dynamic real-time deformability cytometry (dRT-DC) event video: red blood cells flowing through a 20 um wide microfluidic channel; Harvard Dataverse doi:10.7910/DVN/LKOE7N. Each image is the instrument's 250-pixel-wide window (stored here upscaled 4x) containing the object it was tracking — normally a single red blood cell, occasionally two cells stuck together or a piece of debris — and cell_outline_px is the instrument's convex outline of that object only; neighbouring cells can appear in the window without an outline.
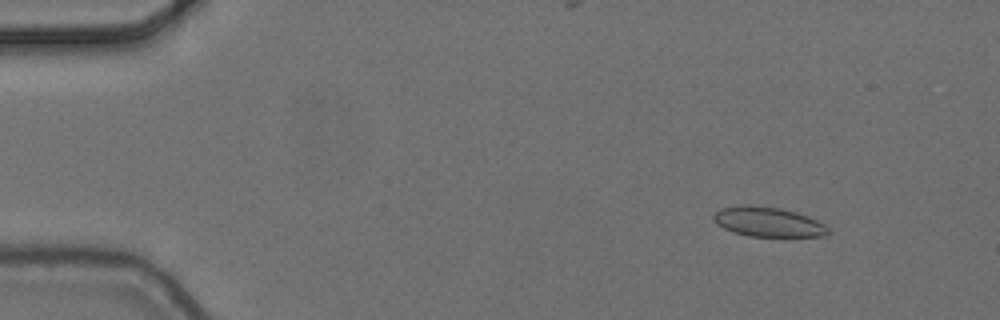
{"species": "common noctule bat (a hibernating species)", "species_latin": "Nyctalus noctula", "temperature_condition": "cold", "stored_images_in_passage": 7, "camera_frame_rate_fps": 3000, "um_per_image_px": 0.085, "animal": {"sex": "female", "body_mass_g": 24.6, "forearm_length_mm": 56.2}, "frame": {"image": 1, "passage_image": 2, "time_ms": 0.333, "image_size_px": [1000, 320], "cell_outline_px": [[828, 232], [824, 236], [748, 236], [732, 232], [716, 224], [712, 220], [712, 216], [720, 208], [744, 204], [752, 204], [780, 208], [796, 212], [808, 216], [824, 224], [828, 228]], "centroid_in_image_um": [65.22, 18.84], "position_along_channel_um": 19.8, "area_um2": 19.94}}
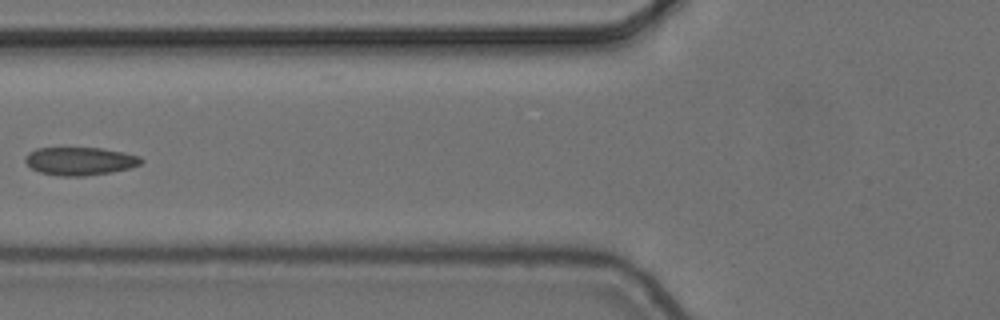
{"frame": {"image": 2, "passage_image": 6, "time_ms": 1.667, "image_size_px": [1000, 320], "cell_outline_px": [[144, 160], [140, 164], [128, 168], [112, 172], [84, 176], [60, 176], [40, 172], [32, 168], [24, 160], [24, 156], [28, 152], [36, 148], [100, 148], [124, 152], [140, 156]], "centroid_in_image_um": [6.79, 13.69], "position_along_channel_um": 119.0, "area_um2": 18.96}}
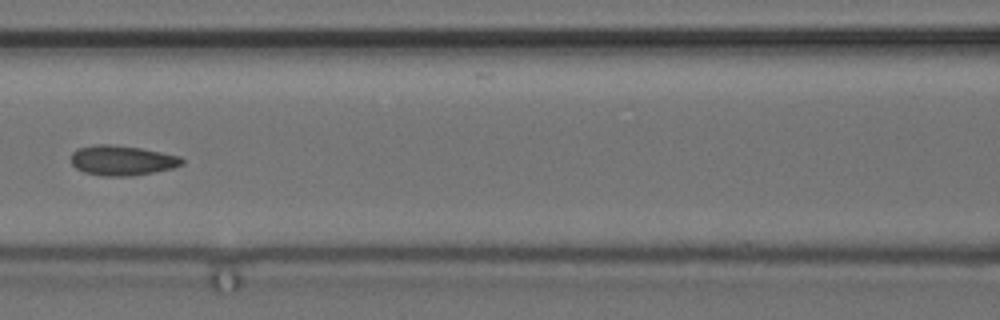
{"frame": {"image": 3, "passage_image": 7, "time_ms": 2.0, "image_size_px": [1000, 320], "cell_outline_px": [[184, 164], [172, 168], [132, 176], [104, 176], [84, 172], [76, 168], [72, 164], [72, 152], [76, 148], [92, 144], [108, 144], [140, 148], [180, 156], [184, 160]], "centroid_in_image_um": [10.35, 13.63], "position_along_channel_um": 156.2, "area_um2": 19.36}}